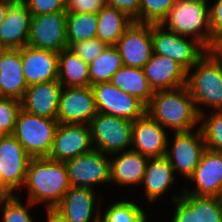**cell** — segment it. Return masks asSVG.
Instances as JSON below:
<instances>
[{"mask_svg":"<svg viewBox=\"0 0 222 222\" xmlns=\"http://www.w3.org/2000/svg\"><path fill=\"white\" fill-rule=\"evenodd\" d=\"M25 187L26 198L31 203L54 208L71 187L65 163L48 157L32 158L26 172Z\"/></svg>","mask_w":222,"mask_h":222,"instance_id":"6da1fadb","label":"cell"},{"mask_svg":"<svg viewBox=\"0 0 222 222\" xmlns=\"http://www.w3.org/2000/svg\"><path fill=\"white\" fill-rule=\"evenodd\" d=\"M146 113L168 131L186 132L199 127L200 115L186 85L155 90Z\"/></svg>","mask_w":222,"mask_h":222,"instance_id":"7a4b0ae2","label":"cell"},{"mask_svg":"<svg viewBox=\"0 0 222 222\" xmlns=\"http://www.w3.org/2000/svg\"><path fill=\"white\" fill-rule=\"evenodd\" d=\"M186 87L199 115L207 112L203 107L222 111V61L208 51L187 72Z\"/></svg>","mask_w":222,"mask_h":222,"instance_id":"3957f363","label":"cell"},{"mask_svg":"<svg viewBox=\"0 0 222 222\" xmlns=\"http://www.w3.org/2000/svg\"><path fill=\"white\" fill-rule=\"evenodd\" d=\"M207 1L177 0L161 25L179 35L198 40L209 50L212 46V37L210 6Z\"/></svg>","mask_w":222,"mask_h":222,"instance_id":"277c9868","label":"cell"},{"mask_svg":"<svg viewBox=\"0 0 222 222\" xmlns=\"http://www.w3.org/2000/svg\"><path fill=\"white\" fill-rule=\"evenodd\" d=\"M58 125L57 120L39 117L21 109L12 135L31 158L48 157Z\"/></svg>","mask_w":222,"mask_h":222,"instance_id":"5b68a950","label":"cell"},{"mask_svg":"<svg viewBox=\"0 0 222 222\" xmlns=\"http://www.w3.org/2000/svg\"><path fill=\"white\" fill-rule=\"evenodd\" d=\"M190 38V40H188ZM153 53L169 57L187 72L209 51L198 40L152 24Z\"/></svg>","mask_w":222,"mask_h":222,"instance_id":"8992f818","label":"cell"},{"mask_svg":"<svg viewBox=\"0 0 222 222\" xmlns=\"http://www.w3.org/2000/svg\"><path fill=\"white\" fill-rule=\"evenodd\" d=\"M132 123L124 118L98 112L89 124L93 149L106 155L130 150Z\"/></svg>","mask_w":222,"mask_h":222,"instance_id":"52a82bcc","label":"cell"},{"mask_svg":"<svg viewBox=\"0 0 222 222\" xmlns=\"http://www.w3.org/2000/svg\"><path fill=\"white\" fill-rule=\"evenodd\" d=\"M31 159L13 135L0 137L1 195L18 194L23 189Z\"/></svg>","mask_w":222,"mask_h":222,"instance_id":"ba28073f","label":"cell"},{"mask_svg":"<svg viewBox=\"0 0 222 222\" xmlns=\"http://www.w3.org/2000/svg\"><path fill=\"white\" fill-rule=\"evenodd\" d=\"M172 136L174 139L171 144L173 145L169 144L168 136L165 157L171 163L174 172L185 177L187 181L200 162L206 144L199 127L191 131L174 132Z\"/></svg>","mask_w":222,"mask_h":222,"instance_id":"9c48e42d","label":"cell"},{"mask_svg":"<svg viewBox=\"0 0 222 222\" xmlns=\"http://www.w3.org/2000/svg\"><path fill=\"white\" fill-rule=\"evenodd\" d=\"M110 155L92 149L65 163L71 187L91 188L110 184ZM94 187V188H93Z\"/></svg>","mask_w":222,"mask_h":222,"instance_id":"30bf717a","label":"cell"},{"mask_svg":"<svg viewBox=\"0 0 222 222\" xmlns=\"http://www.w3.org/2000/svg\"><path fill=\"white\" fill-rule=\"evenodd\" d=\"M98 112L134 122L146 114V105L137 97L125 93L110 81L91 86Z\"/></svg>","mask_w":222,"mask_h":222,"instance_id":"8fae6325","label":"cell"},{"mask_svg":"<svg viewBox=\"0 0 222 222\" xmlns=\"http://www.w3.org/2000/svg\"><path fill=\"white\" fill-rule=\"evenodd\" d=\"M27 45L57 53L68 48L67 14L56 12L31 16Z\"/></svg>","mask_w":222,"mask_h":222,"instance_id":"7c38bea8","label":"cell"},{"mask_svg":"<svg viewBox=\"0 0 222 222\" xmlns=\"http://www.w3.org/2000/svg\"><path fill=\"white\" fill-rule=\"evenodd\" d=\"M115 46L124 66L143 68L153 54L152 24L134 21Z\"/></svg>","mask_w":222,"mask_h":222,"instance_id":"4fadbf2b","label":"cell"},{"mask_svg":"<svg viewBox=\"0 0 222 222\" xmlns=\"http://www.w3.org/2000/svg\"><path fill=\"white\" fill-rule=\"evenodd\" d=\"M98 113L91 86L63 87L57 121L59 123L90 124Z\"/></svg>","mask_w":222,"mask_h":222,"instance_id":"5bb4252c","label":"cell"},{"mask_svg":"<svg viewBox=\"0 0 222 222\" xmlns=\"http://www.w3.org/2000/svg\"><path fill=\"white\" fill-rule=\"evenodd\" d=\"M93 149L88 124L59 123L48 158L66 162Z\"/></svg>","mask_w":222,"mask_h":222,"instance_id":"9a60e30c","label":"cell"},{"mask_svg":"<svg viewBox=\"0 0 222 222\" xmlns=\"http://www.w3.org/2000/svg\"><path fill=\"white\" fill-rule=\"evenodd\" d=\"M147 113L132 123L131 150L147 158H161L166 155L168 132Z\"/></svg>","mask_w":222,"mask_h":222,"instance_id":"2e32d148","label":"cell"},{"mask_svg":"<svg viewBox=\"0 0 222 222\" xmlns=\"http://www.w3.org/2000/svg\"><path fill=\"white\" fill-rule=\"evenodd\" d=\"M187 181L194 189L183 188V193L196 196H217L222 186V152L206 148L200 162Z\"/></svg>","mask_w":222,"mask_h":222,"instance_id":"e0dca14e","label":"cell"},{"mask_svg":"<svg viewBox=\"0 0 222 222\" xmlns=\"http://www.w3.org/2000/svg\"><path fill=\"white\" fill-rule=\"evenodd\" d=\"M95 192L91 188L70 187L54 208L69 222H92V216L96 218L103 211L102 200Z\"/></svg>","mask_w":222,"mask_h":222,"instance_id":"ac0fdd59","label":"cell"},{"mask_svg":"<svg viewBox=\"0 0 222 222\" xmlns=\"http://www.w3.org/2000/svg\"><path fill=\"white\" fill-rule=\"evenodd\" d=\"M62 90L63 86L58 80L29 85L21 99V109L39 117L57 120Z\"/></svg>","mask_w":222,"mask_h":222,"instance_id":"d6986e66","label":"cell"},{"mask_svg":"<svg viewBox=\"0 0 222 222\" xmlns=\"http://www.w3.org/2000/svg\"><path fill=\"white\" fill-rule=\"evenodd\" d=\"M26 84L45 83L58 80L59 53L32 48H20Z\"/></svg>","mask_w":222,"mask_h":222,"instance_id":"ffe728a7","label":"cell"},{"mask_svg":"<svg viewBox=\"0 0 222 222\" xmlns=\"http://www.w3.org/2000/svg\"><path fill=\"white\" fill-rule=\"evenodd\" d=\"M143 71L154 91L177 89L186 85L187 71L169 57L153 53L143 66Z\"/></svg>","mask_w":222,"mask_h":222,"instance_id":"44dd1931","label":"cell"},{"mask_svg":"<svg viewBox=\"0 0 222 222\" xmlns=\"http://www.w3.org/2000/svg\"><path fill=\"white\" fill-rule=\"evenodd\" d=\"M31 13L25 3L10 4L0 25V45L20 49L27 45Z\"/></svg>","mask_w":222,"mask_h":222,"instance_id":"7402d4cb","label":"cell"},{"mask_svg":"<svg viewBox=\"0 0 222 222\" xmlns=\"http://www.w3.org/2000/svg\"><path fill=\"white\" fill-rule=\"evenodd\" d=\"M110 157V184L141 185L148 158L133 150L115 153ZM113 157V158H112Z\"/></svg>","mask_w":222,"mask_h":222,"instance_id":"603a6c76","label":"cell"},{"mask_svg":"<svg viewBox=\"0 0 222 222\" xmlns=\"http://www.w3.org/2000/svg\"><path fill=\"white\" fill-rule=\"evenodd\" d=\"M177 175L169 160L164 156L161 158H148L145 173L141 182L144 185V195L147 201L153 203L164 196L173 184Z\"/></svg>","mask_w":222,"mask_h":222,"instance_id":"cb8c5ba5","label":"cell"},{"mask_svg":"<svg viewBox=\"0 0 222 222\" xmlns=\"http://www.w3.org/2000/svg\"><path fill=\"white\" fill-rule=\"evenodd\" d=\"M27 87L21 51L9 48L0 62V94L2 97L21 100Z\"/></svg>","mask_w":222,"mask_h":222,"instance_id":"d4e9b609","label":"cell"},{"mask_svg":"<svg viewBox=\"0 0 222 222\" xmlns=\"http://www.w3.org/2000/svg\"><path fill=\"white\" fill-rule=\"evenodd\" d=\"M125 93L137 97L146 106L150 103L154 90L149 85L143 68L122 66L110 81Z\"/></svg>","mask_w":222,"mask_h":222,"instance_id":"484cf974","label":"cell"},{"mask_svg":"<svg viewBox=\"0 0 222 222\" xmlns=\"http://www.w3.org/2000/svg\"><path fill=\"white\" fill-rule=\"evenodd\" d=\"M58 81L63 87L89 86V64L69 47L59 52Z\"/></svg>","mask_w":222,"mask_h":222,"instance_id":"4316f807","label":"cell"},{"mask_svg":"<svg viewBox=\"0 0 222 222\" xmlns=\"http://www.w3.org/2000/svg\"><path fill=\"white\" fill-rule=\"evenodd\" d=\"M97 38L107 45H116L125 30L134 22L123 11L105 5L98 13Z\"/></svg>","mask_w":222,"mask_h":222,"instance_id":"83f0119b","label":"cell"},{"mask_svg":"<svg viewBox=\"0 0 222 222\" xmlns=\"http://www.w3.org/2000/svg\"><path fill=\"white\" fill-rule=\"evenodd\" d=\"M123 66L120 52L115 45H108L98 57L89 64V85L109 82Z\"/></svg>","mask_w":222,"mask_h":222,"instance_id":"f1b7e54d","label":"cell"},{"mask_svg":"<svg viewBox=\"0 0 222 222\" xmlns=\"http://www.w3.org/2000/svg\"><path fill=\"white\" fill-rule=\"evenodd\" d=\"M98 20L95 13L67 14V43H74L97 37Z\"/></svg>","mask_w":222,"mask_h":222,"instance_id":"f546056e","label":"cell"},{"mask_svg":"<svg viewBox=\"0 0 222 222\" xmlns=\"http://www.w3.org/2000/svg\"><path fill=\"white\" fill-rule=\"evenodd\" d=\"M123 200V201H122ZM118 200L114 202L105 212H101L108 222H147L148 213L134 200Z\"/></svg>","mask_w":222,"mask_h":222,"instance_id":"4dcf8cb0","label":"cell"},{"mask_svg":"<svg viewBox=\"0 0 222 222\" xmlns=\"http://www.w3.org/2000/svg\"><path fill=\"white\" fill-rule=\"evenodd\" d=\"M181 198L192 209H198L199 222H222V206L216 196H196L182 193Z\"/></svg>","mask_w":222,"mask_h":222,"instance_id":"1f68e13d","label":"cell"},{"mask_svg":"<svg viewBox=\"0 0 222 222\" xmlns=\"http://www.w3.org/2000/svg\"><path fill=\"white\" fill-rule=\"evenodd\" d=\"M199 128L206 148L222 152V111H209L200 115Z\"/></svg>","mask_w":222,"mask_h":222,"instance_id":"d6a6232c","label":"cell"},{"mask_svg":"<svg viewBox=\"0 0 222 222\" xmlns=\"http://www.w3.org/2000/svg\"><path fill=\"white\" fill-rule=\"evenodd\" d=\"M21 194L1 195L0 212L3 222H34L30 208L34 204L27 200V204L21 202ZM2 208V209H1ZM3 213V214H2Z\"/></svg>","mask_w":222,"mask_h":222,"instance_id":"836d02e7","label":"cell"},{"mask_svg":"<svg viewBox=\"0 0 222 222\" xmlns=\"http://www.w3.org/2000/svg\"><path fill=\"white\" fill-rule=\"evenodd\" d=\"M177 0H141L140 23L161 24Z\"/></svg>","mask_w":222,"mask_h":222,"instance_id":"e575fe53","label":"cell"},{"mask_svg":"<svg viewBox=\"0 0 222 222\" xmlns=\"http://www.w3.org/2000/svg\"><path fill=\"white\" fill-rule=\"evenodd\" d=\"M21 110V100L2 97L0 99V134L12 135L18 114Z\"/></svg>","mask_w":222,"mask_h":222,"instance_id":"d590c367","label":"cell"},{"mask_svg":"<svg viewBox=\"0 0 222 222\" xmlns=\"http://www.w3.org/2000/svg\"><path fill=\"white\" fill-rule=\"evenodd\" d=\"M108 45L97 37L74 43L70 49L87 64L92 63Z\"/></svg>","mask_w":222,"mask_h":222,"instance_id":"8d00e7d4","label":"cell"},{"mask_svg":"<svg viewBox=\"0 0 222 222\" xmlns=\"http://www.w3.org/2000/svg\"><path fill=\"white\" fill-rule=\"evenodd\" d=\"M183 188L181 189L180 195L177 193L172 195L171 201L175 206L174 214L171 218V222H199L198 220V209H192L182 198Z\"/></svg>","mask_w":222,"mask_h":222,"instance_id":"74e56055","label":"cell"},{"mask_svg":"<svg viewBox=\"0 0 222 222\" xmlns=\"http://www.w3.org/2000/svg\"><path fill=\"white\" fill-rule=\"evenodd\" d=\"M26 6L32 16L49 13H66L65 0H27Z\"/></svg>","mask_w":222,"mask_h":222,"instance_id":"f35d334b","label":"cell"},{"mask_svg":"<svg viewBox=\"0 0 222 222\" xmlns=\"http://www.w3.org/2000/svg\"><path fill=\"white\" fill-rule=\"evenodd\" d=\"M105 5V0H65V12L97 14Z\"/></svg>","mask_w":222,"mask_h":222,"instance_id":"ab89813d","label":"cell"},{"mask_svg":"<svg viewBox=\"0 0 222 222\" xmlns=\"http://www.w3.org/2000/svg\"><path fill=\"white\" fill-rule=\"evenodd\" d=\"M105 3L123 11L133 21L140 22L141 0H105Z\"/></svg>","mask_w":222,"mask_h":222,"instance_id":"60d3db41","label":"cell"},{"mask_svg":"<svg viewBox=\"0 0 222 222\" xmlns=\"http://www.w3.org/2000/svg\"><path fill=\"white\" fill-rule=\"evenodd\" d=\"M210 29L213 44L222 35V0H216L210 6Z\"/></svg>","mask_w":222,"mask_h":222,"instance_id":"b9f144b4","label":"cell"},{"mask_svg":"<svg viewBox=\"0 0 222 222\" xmlns=\"http://www.w3.org/2000/svg\"><path fill=\"white\" fill-rule=\"evenodd\" d=\"M45 213L47 216V222H69L61 213H59L55 208H46Z\"/></svg>","mask_w":222,"mask_h":222,"instance_id":"7bdbcfd3","label":"cell"},{"mask_svg":"<svg viewBox=\"0 0 222 222\" xmlns=\"http://www.w3.org/2000/svg\"><path fill=\"white\" fill-rule=\"evenodd\" d=\"M209 51L219 60L222 61V35H220L212 44Z\"/></svg>","mask_w":222,"mask_h":222,"instance_id":"ee69618b","label":"cell"},{"mask_svg":"<svg viewBox=\"0 0 222 222\" xmlns=\"http://www.w3.org/2000/svg\"><path fill=\"white\" fill-rule=\"evenodd\" d=\"M11 3L5 1V0H0V25L4 21L5 16L8 11V7Z\"/></svg>","mask_w":222,"mask_h":222,"instance_id":"f6af8a7d","label":"cell"},{"mask_svg":"<svg viewBox=\"0 0 222 222\" xmlns=\"http://www.w3.org/2000/svg\"><path fill=\"white\" fill-rule=\"evenodd\" d=\"M8 49H9V48L0 45V62H1V60L3 59V57H4V55H5V52H6Z\"/></svg>","mask_w":222,"mask_h":222,"instance_id":"bcb514c9","label":"cell"},{"mask_svg":"<svg viewBox=\"0 0 222 222\" xmlns=\"http://www.w3.org/2000/svg\"><path fill=\"white\" fill-rule=\"evenodd\" d=\"M92 222H108L103 215H99L98 217L94 218Z\"/></svg>","mask_w":222,"mask_h":222,"instance_id":"7dc6e473","label":"cell"},{"mask_svg":"<svg viewBox=\"0 0 222 222\" xmlns=\"http://www.w3.org/2000/svg\"><path fill=\"white\" fill-rule=\"evenodd\" d=\"M11 4L26 3L27 0H5Z\"/></svg>","mask_w":222,"mask_h":222,"instance_id":"c3c4849f","label":"cell"},{"mask_svg":"<svg viewBox=\"0 0 222 222\" xmlns=\"http://www.w3.org/2000/svg\"><path fill=\"white\" fill-rule=\"evenodd\" d=\"M220 205L222 206V186H221V189L219 191V194L216 196Z\"/></svg>","mask_w":222,"mask_h":222,"instance_id":"681fc988","label":"cell"}]
</instances>
